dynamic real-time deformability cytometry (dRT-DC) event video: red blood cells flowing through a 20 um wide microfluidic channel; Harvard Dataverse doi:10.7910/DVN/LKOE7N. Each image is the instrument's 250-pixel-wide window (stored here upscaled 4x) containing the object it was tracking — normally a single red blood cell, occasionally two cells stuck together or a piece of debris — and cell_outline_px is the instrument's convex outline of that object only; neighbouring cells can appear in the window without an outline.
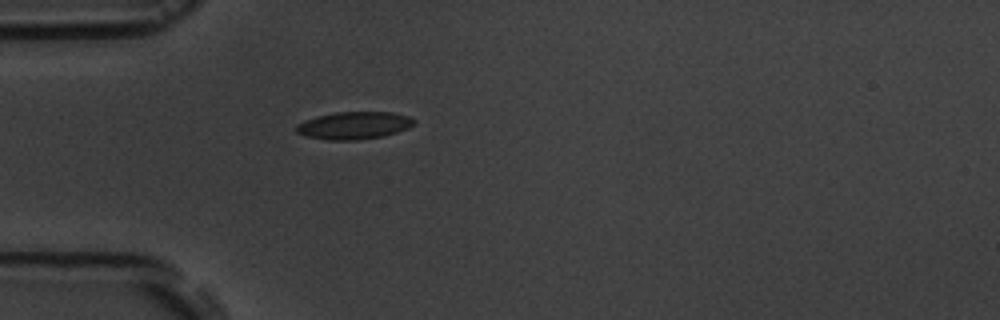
{"species": "common noctule bat (a hibernating species)", "species_latin": "Nyctalus noctula", "temperature_condition": "room temperature", "stored_images_in_passage": 5, "camera_frame_rate_fps": 3000, "um_per_image_px": 0.085, "animal": {"sex": "male", "body_mass_g": 19.5, "forearm_length_mm": 54.6}, "frame": {"image": 1, "passage_image": 5, "time_ms": 4.667, "image_size_px": [1000, 320], "cell_outline_px": [[416, 124], [408, 128], [384, 136], [356, 140], [328, 140], [304, 136], [296, 132], [296, 124], [304, 120], [316, 116], [336, 112], [392, 112], [408, 116], [416, 120]], "centroid_in_image_um": [30.08, 10.66], "position_along_channel_um": 54.9, "area_um2": 19.02}}